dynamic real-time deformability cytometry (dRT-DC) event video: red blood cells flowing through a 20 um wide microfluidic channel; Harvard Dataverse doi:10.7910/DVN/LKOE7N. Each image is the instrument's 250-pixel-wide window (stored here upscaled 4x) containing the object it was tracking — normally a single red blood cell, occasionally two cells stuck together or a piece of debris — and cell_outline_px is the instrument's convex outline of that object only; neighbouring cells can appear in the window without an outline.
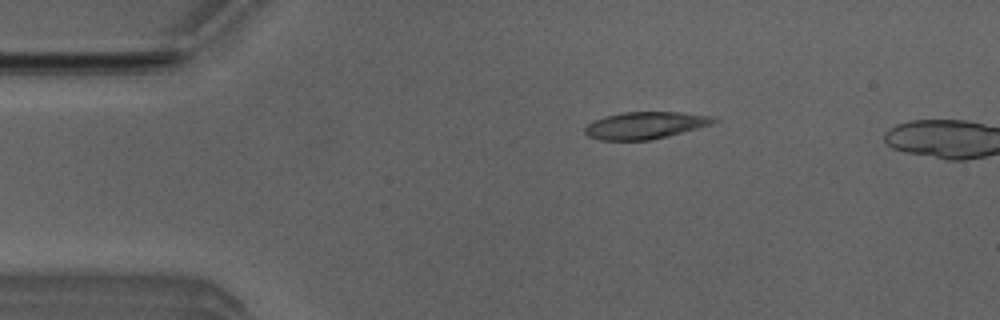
{"species": "Egyptian fruit bat (a non-hibernating species)", "species_latin": "Rousettus aegyptiacus", "temperature_condition": "room temperature", "stored_images_in_passage": 11, "camera_frame_rate_fps": 3000, "um_per_image_px": 0.085, "animal": {"sex": "male"}, "frame": {"image": 1, "passage_image": 8, "time_ms": 2.333, "image_size_px": [1000, 320], "cell_outline_px": [[720, 120], [696, 128], [668, 136], [648, 140], [600, 140], [588, 136], [584, 132], [584, 128], [588, 124], [604, 116], [624, 112], [680, 112], [712, 116]], "centroid_in_image_um": [54.81, 10.65], "position_along_channel_um": 30.2, "area_um2": 20.06}}